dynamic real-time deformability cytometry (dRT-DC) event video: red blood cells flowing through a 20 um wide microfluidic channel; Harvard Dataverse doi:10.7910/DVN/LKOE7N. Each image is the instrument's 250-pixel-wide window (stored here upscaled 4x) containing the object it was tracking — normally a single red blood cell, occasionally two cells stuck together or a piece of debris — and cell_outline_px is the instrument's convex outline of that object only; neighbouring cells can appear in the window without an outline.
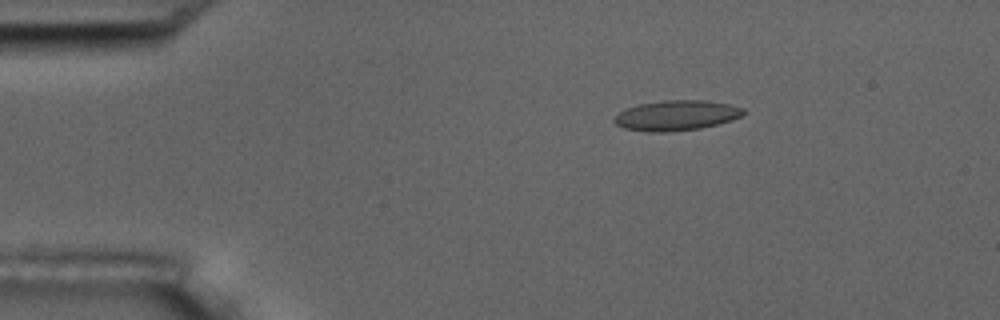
{"species": "common noctule bat (a hibernating species)", "species_latin": "Nyctalus noctula", "temperature_condition": "room temperature", "stored_images_in_passage": 5, "camera_frame_rate_fps": 3000, "um_per_image_px": 0.085, "animal": {"sex": "male", "body_mass_g": 17.5, "forearm_length_mm": 52.3}, "frame": {"image": 1, "passage_image": 3, "time_ms": 0.667, "image_size_px": [1000, 320], "cell_outline_px": [[744, 112], [740, 116], [732, 120], [700, 128], [668, 132], [648, 132], [624, 128], [616, 124], [612, 120], [624, 108], [640, 104], [660, 100], [704, 100], [728, 104], [744, 108]], "centroid_in_image_um": [57.46, 9.81], "position_along_channel_um": 27.5, "area_um2": 22.66}}